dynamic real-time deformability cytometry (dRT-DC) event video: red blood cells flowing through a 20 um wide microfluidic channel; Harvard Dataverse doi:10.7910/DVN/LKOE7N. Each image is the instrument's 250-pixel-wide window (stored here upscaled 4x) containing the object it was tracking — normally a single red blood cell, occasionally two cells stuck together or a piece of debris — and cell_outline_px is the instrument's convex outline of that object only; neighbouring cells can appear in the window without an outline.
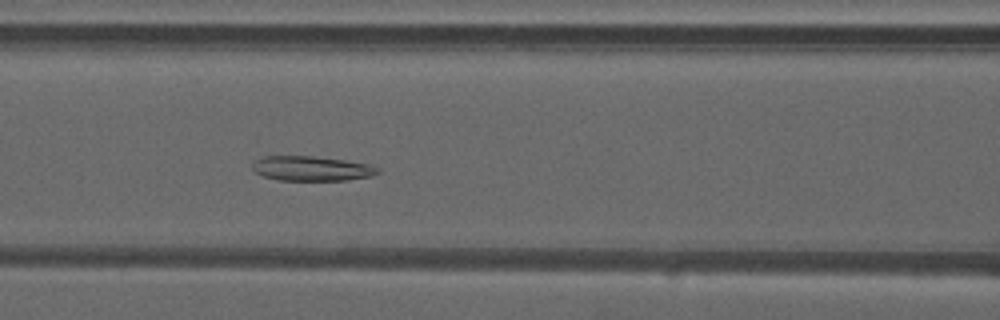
{"species": "common noctule bat (a hibernating species)", "species_latin": "Nyctalus noctula", "temperature_condition": "warm", "stored_images_in_passage": 45, "camera_frame_rate_fps": 3000, "um_per_image_px": 0.085, "animal": {"sex": "male", "forearm_length_mm": 52.5}, "frame": {"image": 1, "passage_image": 18, "time_ms": 5.667, "image_size_px": [1000, 320], "cell_outline_px": [[380, 172], [368, 176], [348, 180], [280, 180], [264, 176], [256, 172], [252, 168], [252, 164], [260, 156], [312, 156], [344, 160], [368, 164], [380, 168]], "centroid_in_image_um": [26.47, 14.31], "position_along_channel_um": 140.1, "area_um2": 17.92}}
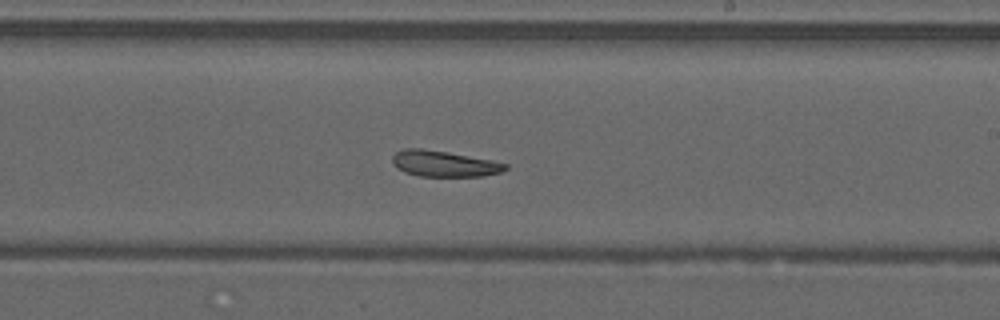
{"frame": {"image": 2, "passage_image": 26, "time_ms": 8.333, "image_size_px": [1000, 320], "cell_outline_px": [[508, 168], [500, 172], [484, 176], [420, 176], [404, 172], [396, 168], [392, 164], [392, 156], [396, 152], [404, 148], [420, 148], [448, 152], [492, 160], [508, 164]], "centroid_in_image_um": [37.72, 13.91], "position_along_channel_um": 251.3, "area_um2": 17.17}}
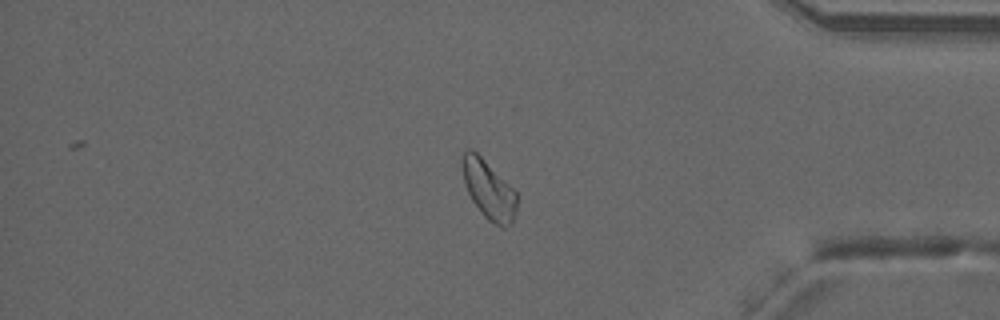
{"frame": {"image": 3, "passage_image": 38, "time_ms": 12.333, "image_size_px": [1000, 320], "cell_outline_px": [[516, 212], [512, 224], [504, 228], [500, 228], [492, 224], [480, 212], [472, 200], [468, 192], [464, 180], [460, 164], [460, 160], [464, 148], [472, 148], [516, 188]], "centroid_in_image_um": [41.54, 16.1], "position_along_channel_um": 393.7, "area_um2": 19.42}, "authors_computed_cell_mechanics": {"area_um2": 19.3052, "velocity_mm_per_s": 4.1899, "shape_relaxation_time_tau1_ms": null, "shape_relaxation_time_tau2_ms": 4.4668, "deformation_change_tau1": null, "deformation_change_tau2": 0.116}}